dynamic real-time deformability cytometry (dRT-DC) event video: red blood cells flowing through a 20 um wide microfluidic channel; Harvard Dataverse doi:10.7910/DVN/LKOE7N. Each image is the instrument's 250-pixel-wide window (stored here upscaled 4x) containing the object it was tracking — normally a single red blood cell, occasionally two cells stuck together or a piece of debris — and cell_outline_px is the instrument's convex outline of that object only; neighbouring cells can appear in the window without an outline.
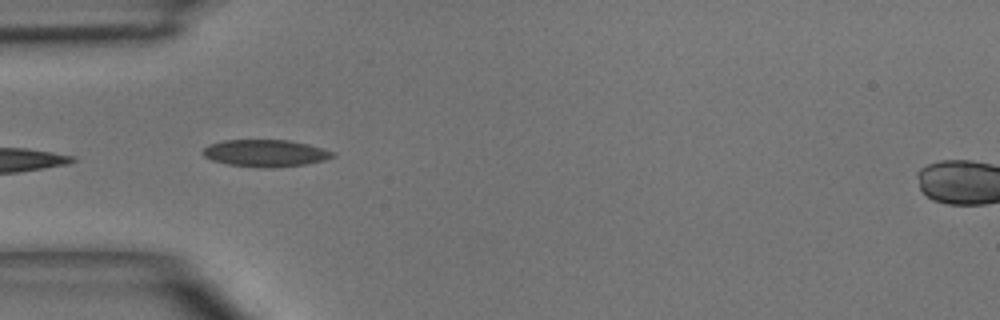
{"species": "common noctule bat (a hibernating species)", "species_latin": "Nyctalus noctula", "temperature_condition": "room temperature", "stored_images_in_passage": 6, "camera_frame_rate_fps": 3000, "um_per_image_px": 0.085, "animal": {"sex": "male", "body_mass_g": 15.6}, "frame": {"image": 1, "passage_image": 3, "time_ms": 2.333, "image_size_px": [1000, 320], "cell_outline_px": [[336, 156], [324, 160], [304, 164], [272, 168], [260, 168], [228, 164], [212, 160], [204, 156], [200, 152], [208, 144], [224, 140], [288, 140], [308, 144], [336, 152]], "centroid_in_image_um": [22.55, 13.02], "position_along_channel_um": 62.5, "area_um2": 20.58}}
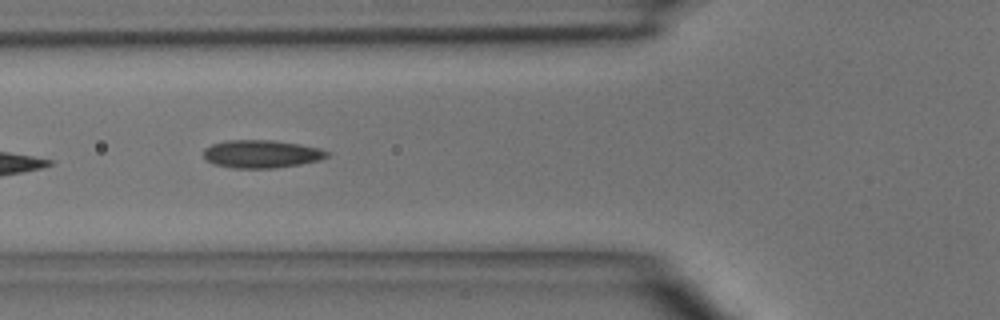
{"frame": {"image": 2, "passage_image": 4, "time_ms": 3.333, "image_size_px": [1000, 320], "cell_outline_px": [[328, 156], [320, 160], [300, 164], [276, 168], [232, 168], [212, 164], [204, 156], [204, 148], [212, 144], [224, 140], [272, 140], [300, 144], [320, 148], [328, 152]], "centroid_in_image_um": [22.21, 13.08], "position_along_channel_um": 103.6, "area_um2": 20.17}}
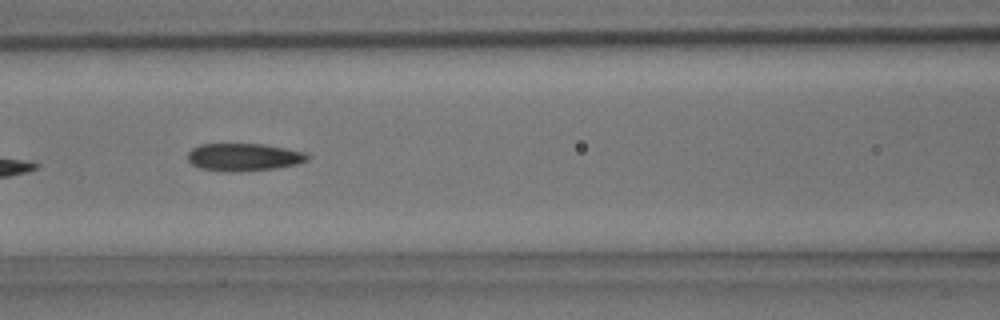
{"frame": {"image": 3, "passage_image": 5, "time_ms": 4.333, "image_size_px": [1000, 320], "cell_outline_px": [[312, 156], [308, 160], [296, 164], [276, 168], [232, 172], [224, 172], [200, 168], [192, 164], [188, 160], [188, 152], [192, 148], [200, 144], [264, 144], [304, 152]], "centroid_in_image_um": [20.71, 13.35], "position_along_channel_um": 145.9, "area_um2": 19.31}}